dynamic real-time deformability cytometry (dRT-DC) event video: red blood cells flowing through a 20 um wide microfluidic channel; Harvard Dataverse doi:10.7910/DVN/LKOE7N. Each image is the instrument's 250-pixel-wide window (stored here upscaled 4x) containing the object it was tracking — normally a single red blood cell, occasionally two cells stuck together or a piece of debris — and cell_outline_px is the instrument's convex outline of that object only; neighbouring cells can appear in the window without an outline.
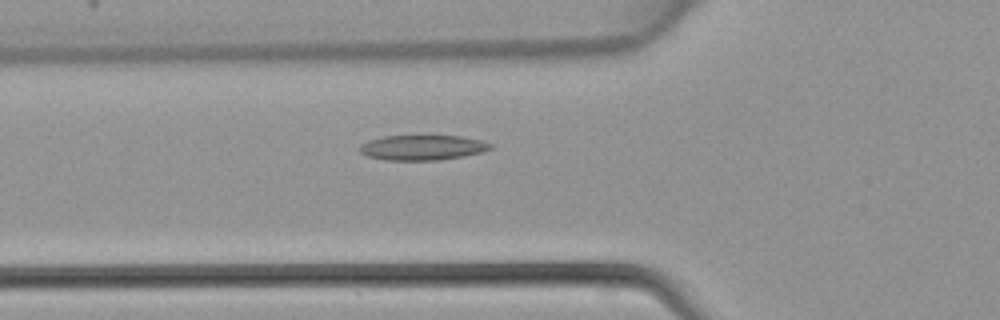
{"species": "common noctule bat (a hibernating species)", "species_latin": "Nyctalus noctula", "temperature_condition": "warm", "stored_images_in_passage": 46, "camera_frame_rate_fps": 3000, "um_per_image_px": 0.085, "animal": {"sex": "female", "body_mass_g": 22.7, "forearm_length_mm": 54.2}, "frame": {"image": 1, "passage_image": 17, "time_ms": 5.333, "image_size_px": [1000, 320], "cell_outline_px": [[492, 148], [484, 152], [464, 156], [440, 160], [384, 160], [368, 156], [360, 152], [356, 148], [360, 144], [368, 140], [384, 136], [460, 136], [480, 140], [492, 144]], "centroid_in_image_um": [35.88, 12.55], "position_along_channel_um": 89.9, "area_um2": 19.25}}
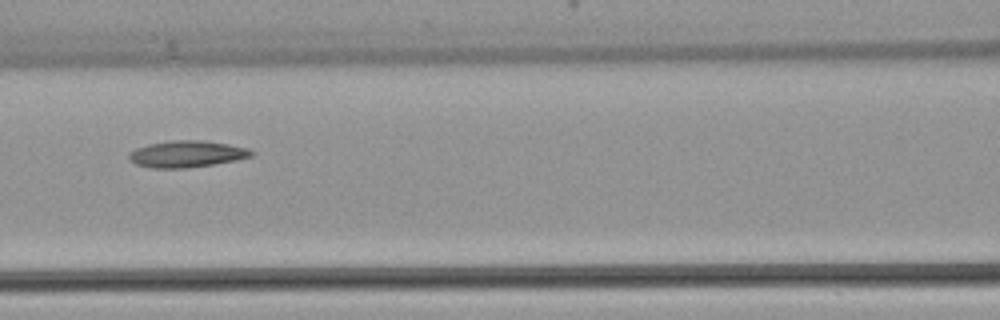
{"frame": {"image": 2, "passage_image": 21, "time_ms": 6.667, "image_size_px": [1000, 320], "cell_outline_px": [[256, 152], [252, 156], [236, 160], [216, 164], [188, 168], [152, 168], [136, 164], [128, 160], [128, 152], [136, 148], [148, 144], [172, 140], [200, 140], [228, 144], [248, 148]], "centroid_in_image_um": [15.87, 13.09], "position_along_channel_um": 150.7, "area_um2": 19.19}}
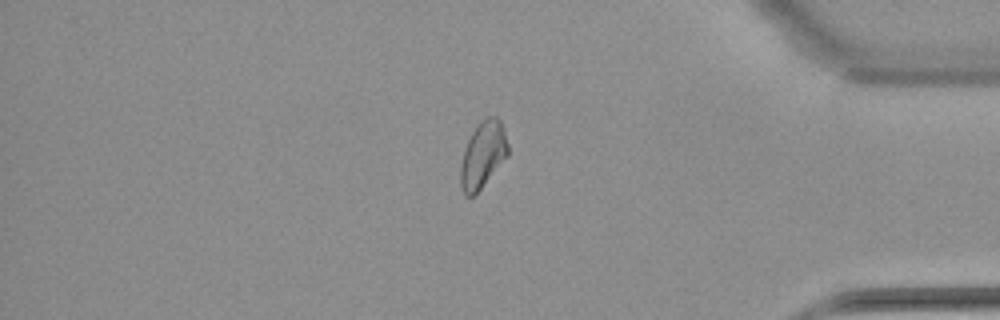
{"frame": {"image": 3, "passage_image": 39, "time_ms": 12.667, "image_size_px": [1000, 320], "cell_outline_px": [[508, 156], [480, 188], [472, 196], [464, 196], [460, 188], [460, 164], [464, 148], [472, 132], [480, 120], [488, 116], [496, 116], [500, 120], [504, 128], [508, 144]], "centroid_in_image_um": [41.03, 13.13], "position_along_channel_um": 394.2, "area_um2": 18.44}}